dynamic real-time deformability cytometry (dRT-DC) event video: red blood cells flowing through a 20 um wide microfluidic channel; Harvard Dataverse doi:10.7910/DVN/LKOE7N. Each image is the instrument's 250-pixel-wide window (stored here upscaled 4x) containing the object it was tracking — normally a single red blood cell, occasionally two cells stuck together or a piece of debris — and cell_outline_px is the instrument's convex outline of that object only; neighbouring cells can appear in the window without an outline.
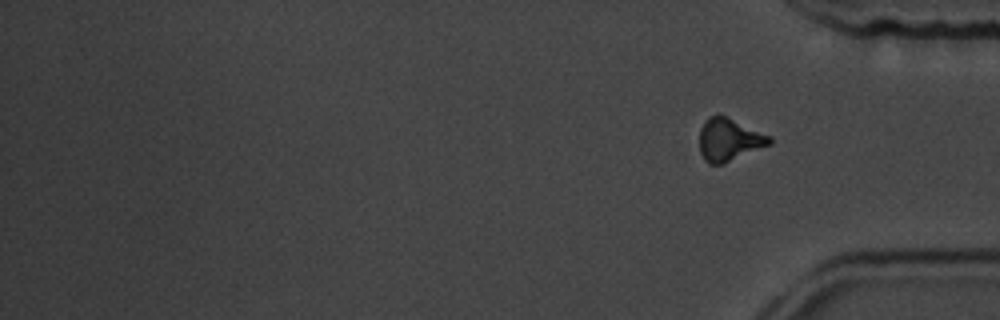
{"species": "common noctule bat (a hibernating species)", "species_latin": "Nyctalus noctula", "temperature_condition": "room temperature", "stored_images_in_passage": 17, "segment_of_instrument_passage": [2, 2], "camera_frame_rate_fps": 3000, "um_per_image_px": 0.085, "animal": {"sex": "male", "body_mass_g": 19.5, "forearm_length_mm": 54.6}, "frame": {"image": 1, "passage_image": 17, "time_ms": 19.0, "image_size_px": [1000, 320], "cell_outline_px": [[772, 144], [720, 164], [708, 164], [704, 160], [700, 152], [700, 128], [704, 120], [708, 116], [720, 112], [772, 136]], "centroid_in_image_um": [61.97, 11.81], "position_along_channel_um": 373.2, "area_um2": 17.8}}